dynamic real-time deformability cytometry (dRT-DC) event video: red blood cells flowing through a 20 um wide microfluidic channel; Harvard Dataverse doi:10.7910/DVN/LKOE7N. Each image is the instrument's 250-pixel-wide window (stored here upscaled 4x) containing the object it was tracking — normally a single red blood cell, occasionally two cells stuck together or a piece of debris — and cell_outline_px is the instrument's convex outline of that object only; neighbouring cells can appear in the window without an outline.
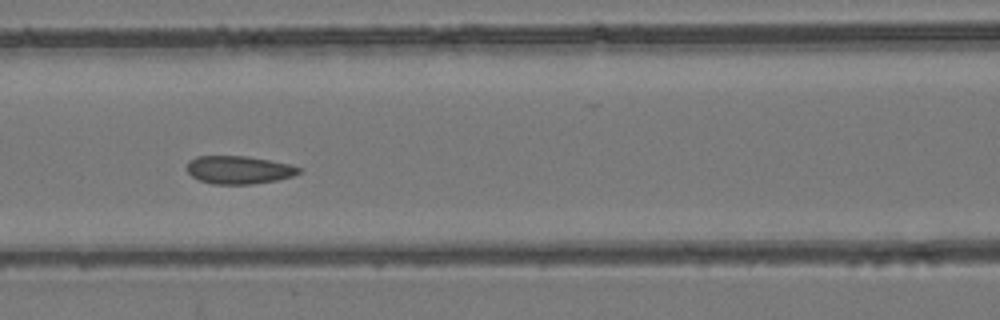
{"species": "common noctule bat (a hibernating species)", "species_latin": "Nyctalus noctula", "temperature_condition": "room temperature", "stored_images_in_passage": 8, "camera_frame_rate_fps": 3000, "um_per_image_px": 0.085, "animal": {"sex": "female", "body_mass_g": 24.6, "forearm_length_mm": 56.2}, "frame": {"image": 1, "passage_image": 7, "time_ms": 6.667, "image_size_px": [1000, 320], "cell_outline_px": [[300, 172], [292, 176], [276, 180], [252, 184], [212, 184], [200, 180], [192, 176], [188, 172], [188, 164], [196, 156], [244, 156], [268, 160], [288, 164], [300, 168]], "centroid_in_image_um": [20.29, 14.44], "position_along_channel_um": 146.3, "area_um2": 17.92}}
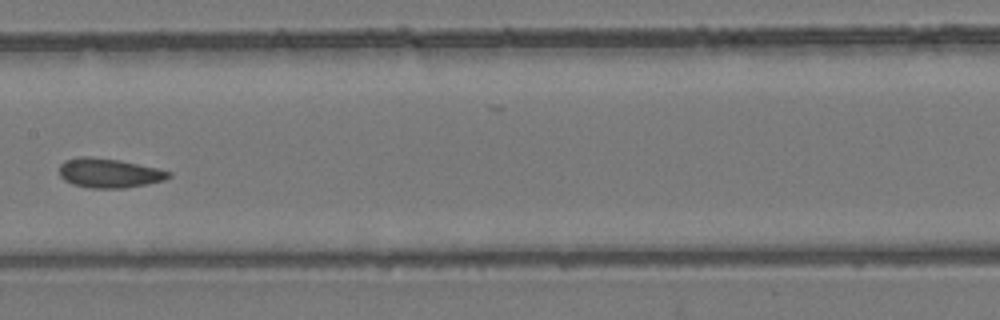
{"frame": {"image": 2, "passage_image": 8, "time_ms": 8.0, "image_size_px": [1000, 320], "cell_outline_px": [[172, 176], [164, 180], [148, 184], [124, 188], [92, 188], [72, 184], [64, 180], [60, 176], [60, 164], [64, 160], [76, 156], [88, 156], [116, 160], [156, 168], [172, 172]], "centroid_in_image_um": [9.25, 14.71], "position_along_channel_um": 198.2, "area_um2": 18.67}}